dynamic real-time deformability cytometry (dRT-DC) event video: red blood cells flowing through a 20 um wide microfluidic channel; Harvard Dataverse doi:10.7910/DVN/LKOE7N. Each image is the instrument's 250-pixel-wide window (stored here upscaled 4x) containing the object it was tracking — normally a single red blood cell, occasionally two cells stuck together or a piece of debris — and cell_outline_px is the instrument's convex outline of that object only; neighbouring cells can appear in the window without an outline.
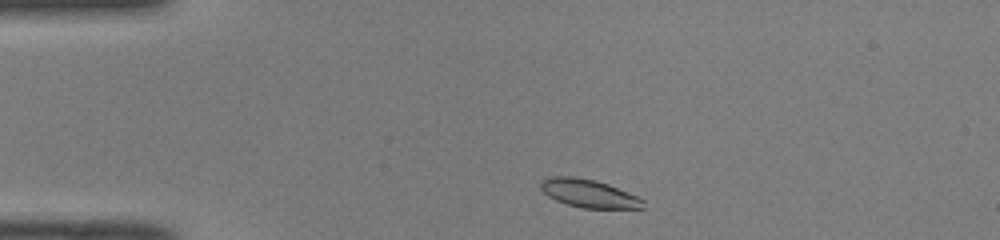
{"species": "common noctule bat (a hibernating species)", "species_latin": "Nyctalus noctula", "temperature_condition": "room temperature", "stored_images_in_passage": 41, "camera_frame_rate_fps": 3000, "um_per_image_px": 0.085, "animal": {"sex": "male", "body_mass_g": 19.0, "forearm_length_mm": 50.8}, "frame": {"image": 1, "passage_image": 2, "time_ms": 0.333, "image_size_px": [1000, 240], "cell_outline_px": [[644, 208], [584, 208], [568, 204], [556, 200], [548, 196], [540, 188], [540, 180], [552, 176], [572, 176], [596, 180], [608, 184], [636, 196], [644, 200]], "centroid_in_image_um": [50.02, 16.43], "position_along_channel_um": 35.0, "area_um2": 16.65}}
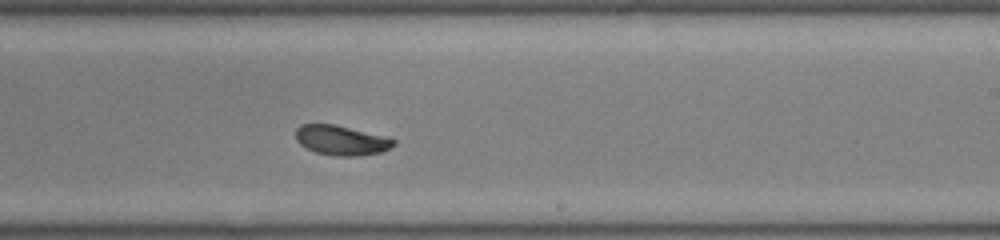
{"frame": {"image": 2, "passage_image": 22, "time_ms": 7.0, "image_size_px": [1000, 240], "cell_outline_px": [[396, 144], [380, 152], [360, 156], [336, 156], [316, 152], [300, 144], [296, 140], [296, 128], [300, 124], [332, 124], [388, 136], [396, 140]], "centroid_in_image_um": [29.03, 11.92], "position_along_channel_um": 260.0, "area_um2": 16.99}}
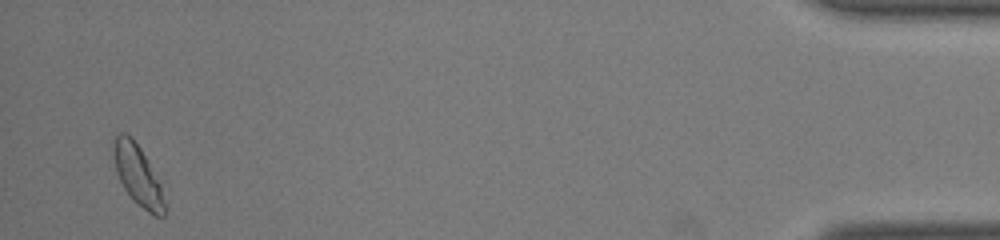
{"frame": {"image": 3, "passage_image": 40, "time_ms": 13.0, "image_size_px": [1000, 240], "cell_outline_px": [[164, 216], [156, 216], [148, 212], [136, 204], [132, 200], [124, 188], [116, 172], [112, 152], [112, 144], [116, 132], [124, 132], [140, 148], [160, 184], [164, 204]], "centroid_in_image_um": [11.65, 14.88], "position_along_channel_um": 423.5, "area_um2": 17.63}, "authors_computed_cell_mechanics": {"area_um2": 17.2244, "velocity_mm_per_s": 4.0429, "shape_relaxation_time_tau1_ms": 8.7731, "shape_relaxation_time_tau2_ms": 1.4798, "deformation_change_tau1": 0.1842, "deformation_change_tau2": 0.048}}